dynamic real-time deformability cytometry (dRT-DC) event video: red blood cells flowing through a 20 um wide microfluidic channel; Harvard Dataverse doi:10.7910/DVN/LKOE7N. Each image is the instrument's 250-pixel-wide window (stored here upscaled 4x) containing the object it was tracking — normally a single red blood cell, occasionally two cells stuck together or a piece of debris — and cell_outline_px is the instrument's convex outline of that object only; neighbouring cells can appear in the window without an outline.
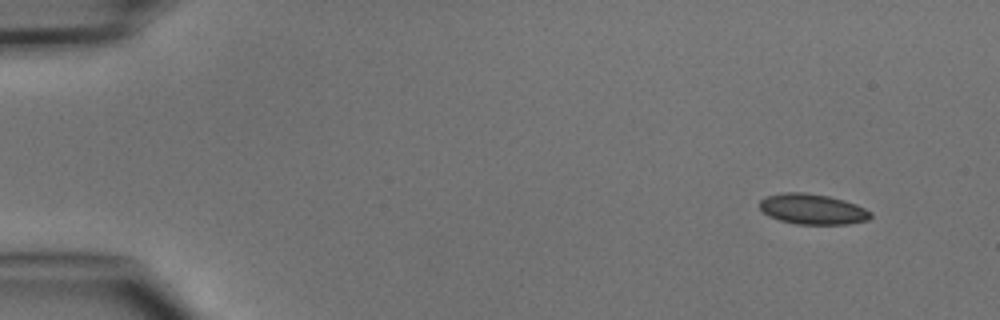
{"species": "common noctule bat (a hibernating species)", "species_latin": "Nyctalus noctula", "temperature_condition": "cold", "stored_images_in_passage": 4, "camera_frame_rate_fps": 3000, "um_per_image_px": 0.085, "animal": {"sex": "male", "body_mass_g": 15.6}, "frame": {"image": 1, "passage_image": 1, "time_ms": 0.0, "image_size_px": [1000, 320], "cell_outline_px": [[872, 216], [868, 220], [848, 224], [796, 224], [780, 220], [768, 216], [760, 208], [760, 200], [764, 196], [784, 192], [804, 192], [828, 196], [844, 200], [856, 204], [872, 212]], "centroid_in_image_um": [69.06, 17.77], "position_along_channel_um": 15.9, "area_um2": 19.77}}
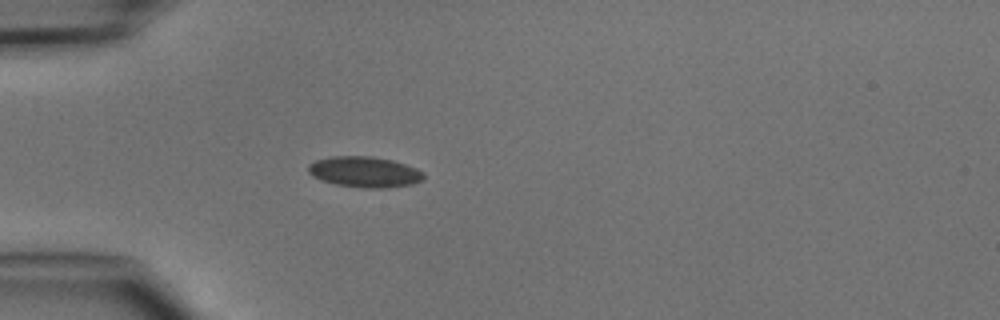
{"frame": {"image": 2, "passage_image": 4, "time_ms": 3.333, "image_size_px": [1000, 320], "cell_outline_px": [[424, 180], [412, 184], [388, 188], [364, 188], [336, 184], [320, 180], [312, 176], [308, 172], [308, 164], [316, 160], [332, 156], [372, 156], [392, 160], [416, 168], [424, 172]], "centroid_in_image_um": [30.99, 14.62], "position_along_channel_um": 54.0, "area_um2": 20.81}}